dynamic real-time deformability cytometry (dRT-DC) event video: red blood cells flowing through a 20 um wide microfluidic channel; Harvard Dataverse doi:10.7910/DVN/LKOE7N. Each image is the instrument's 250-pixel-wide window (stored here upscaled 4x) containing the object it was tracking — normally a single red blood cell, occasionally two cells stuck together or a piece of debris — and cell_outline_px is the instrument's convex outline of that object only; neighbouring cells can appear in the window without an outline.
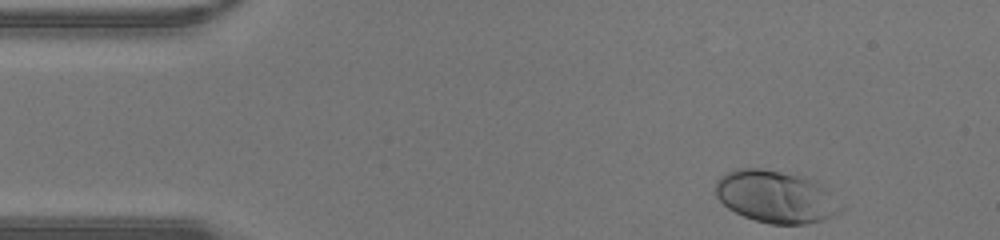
{"species": "human", "species_latin": "Homo sapiens", "temperature_condition": "warm", "stored_images_in_passage": 31, "camera_frame_rate_fps": 3000, "um_per_image_px": 0.085, "donor": {"sex": "male"}, "frame": {"image": 1, "passage_image": 1, "time_ms": 0.0, "image_size_px": [1000, 240], "cell_outline_px": [[848, 208], [824, 220], [808, 224], [768, 224], [744, 216], [728, 208], [716, 196], [716, 180], [720, 176], [736, 168], [760, 168], [816, 176]], "centroid_in_image_um": [66.08, 16.69], "position_along_channel_um": 18.9, "area_um2": 39.54}}
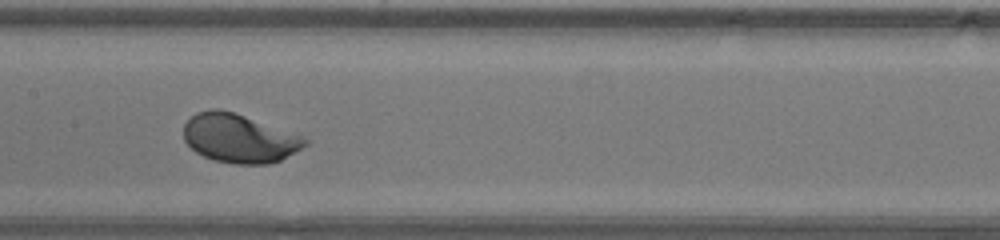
{"frame": {"image": 2, "passage_image": 17, "time_ms": 5.333, "image_size_px": [1000, 240], "cell_outline_px": [[308, 144], [280, 160], [268, 164], [232, 164], [216, 160], [204, 156], [196, 152], [184, 140], [184, 124], [196, 112], [212, 108], [220, 108], [236, 112], [300, 136], [308, 140]], "centroid_in_image_um": [20.29, 11.74], "position_along_channel_um": 187.1, "area_um2": 34.22}}
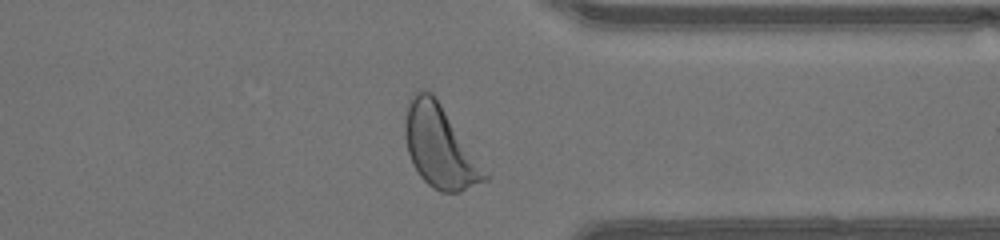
{"frame": {"image": 3, "passage_image": 29, "time_ms": 9.333, "image_size_px": [1000, 240], "cell_outline_px": [[488, 180], [460, 192], [440, 192], [432, 188], [420, 176], [412, 164], [408, 152], [404, 136], [404, 124], [408, 104], [412, 92], [424, 88], [432, 92], [488, 172]], "centroid_in_image_um": [37.37, 12.47], "position_along_channel_um": 374.0, "area_um2": 38.15}}